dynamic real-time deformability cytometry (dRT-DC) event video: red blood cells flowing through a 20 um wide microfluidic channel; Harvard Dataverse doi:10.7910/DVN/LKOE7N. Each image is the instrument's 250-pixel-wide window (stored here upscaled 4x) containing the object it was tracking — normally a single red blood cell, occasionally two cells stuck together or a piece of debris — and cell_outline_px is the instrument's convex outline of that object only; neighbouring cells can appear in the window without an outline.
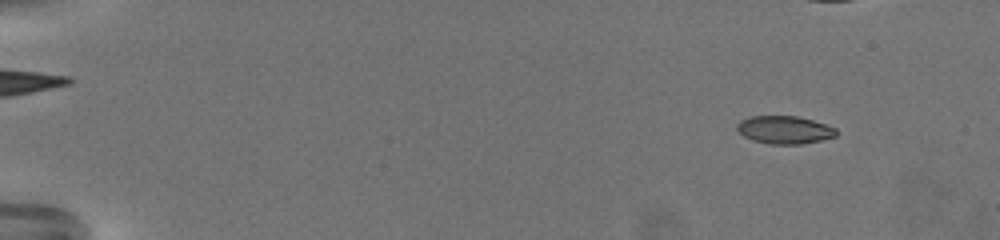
{"species": "common noctule bat (a hibernating species)", "species_latin": "Nyctalus noctula", "temperature_condition": "warm", "stored_images_in_passage": 58, "camera_frame_rate_fps": 3000, "um_per_image_px": 0.085, "animal": {"sex": "female", "body_mass_g": 19.5, "forearm_length_mm": 54.1}, "frame": {"image": 1, "passage_image": 8, "time_ms": 2.333, "image_size_px": [1000, 240], "cell_outline_px": [[836, 136], [820, 140], [800, 144], [768, 144], [752, 140], [744, 136], [736, 128], [736, 124], [740, 120], [748, 116], [796, 116], [812, 120], [836, 128]], "centroid_in_image_um": [66.64, 11.03], "position_along_channel_um": 18.4, "area_um2": 16.07}}
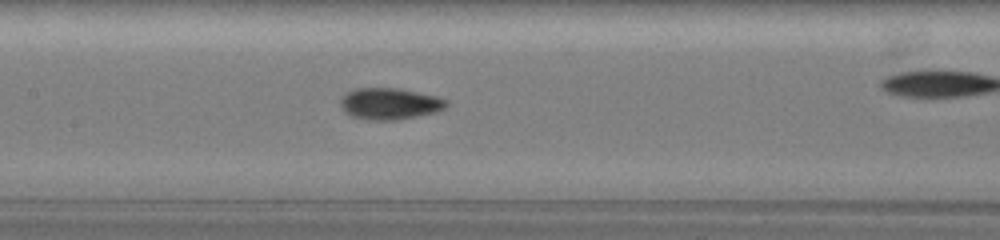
{"frame": {"image": 2, "passage_image": 36, "time_ms": 11.667, "image_size_px": [1000, 240], "cell_outline_px": [[448, 104], [444, 108], [436, 112], [396, 120], [364, 120], [352, 116], [344, 112], [340, 104], [340, 96], [344, 92], [356, 88], [396, 88], [436, 96], [448, 100]], "centroid_in_image_um": [33.06, 8.81], "position_along_channel_um": 174.3, "area_um2": 19.59}}